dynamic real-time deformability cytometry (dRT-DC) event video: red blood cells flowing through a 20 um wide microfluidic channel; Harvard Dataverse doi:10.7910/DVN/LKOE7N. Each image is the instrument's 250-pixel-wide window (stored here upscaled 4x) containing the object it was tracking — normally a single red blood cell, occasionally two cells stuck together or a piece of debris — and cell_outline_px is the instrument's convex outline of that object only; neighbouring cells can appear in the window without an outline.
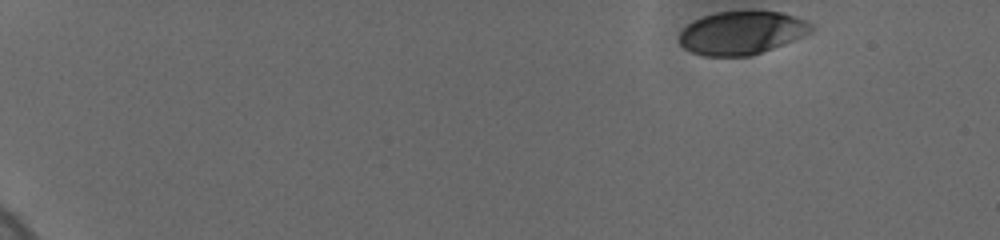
{"species": "human", "species_latin": "Homo sapiens", "temperature_condition": "cold", "stored_images_in_passage": 30, "camera_frame_rate_fps": 3000, "um_per_image_px": 0.085, "donor": {"sex": "female"}, "frame": {"image": 1, "passage_image": 1, "time_ms": 0.0, "image_size_px": [1000, 240], "cell_outline_px": [[812, 32], [752, 56], [704, 56], [692, 52], [684, 48], [680, 44], [680, 32], [692, 20], [716, 12], [780, 12], [796, 16], [812, 24]], "centroid_in_image_um": [63.02, 2.8], "position_along_channel_um": 22.0, "area_um2": 32.89}}
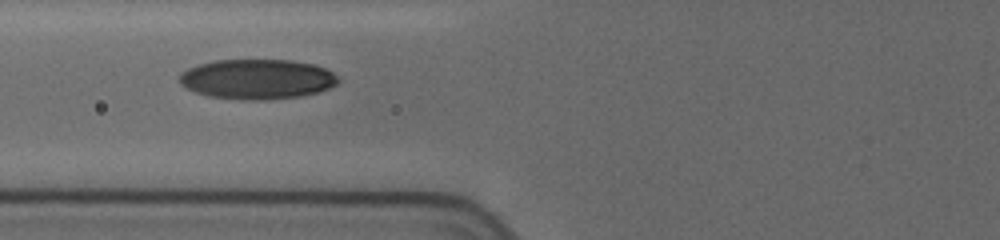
{"frame": {"image": 2, "passage_image": 18, "time_ms": 6.333, "image_size_px": [1000, 240], "cell_outline_px": [[340, 80], [336, 84], [328, 88], [316, 92], [300, 96], [260, 100], [252, 100], [208, 96], [196, 92], [180, 84], [180, 72], [196, 64], [216, 60], [292, 60], [316, 64], [328, 68], [340, 76]], "centroid_in_image_um": [21.89, 6.7], "position_along_channel_um": 103.9, "area_um2": 37.11}}
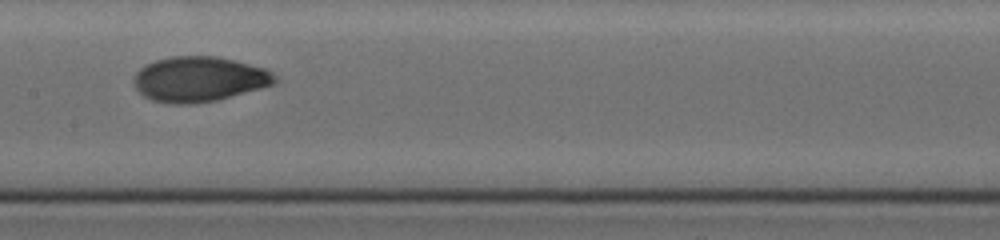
{"frame": {"image": 3, "passage_image": 29, "time_ms": 8.667, "image_size_px": [1000, 240], "cell_outline_px": [[280, 80], [276, 84], [216, 100], [192, 104], [168, 104], [152, 100], [144, 96], [136, 88], [132, 80], [136, 72], [144, 64], [156, 60], [172, 56], [216, 56], [236, 60], [264, 68], [272, 72]], "centroid_in_image_um": [16.93, 6.72], "position_along_channel_um": 190.5, "area_um2": 37.4}}